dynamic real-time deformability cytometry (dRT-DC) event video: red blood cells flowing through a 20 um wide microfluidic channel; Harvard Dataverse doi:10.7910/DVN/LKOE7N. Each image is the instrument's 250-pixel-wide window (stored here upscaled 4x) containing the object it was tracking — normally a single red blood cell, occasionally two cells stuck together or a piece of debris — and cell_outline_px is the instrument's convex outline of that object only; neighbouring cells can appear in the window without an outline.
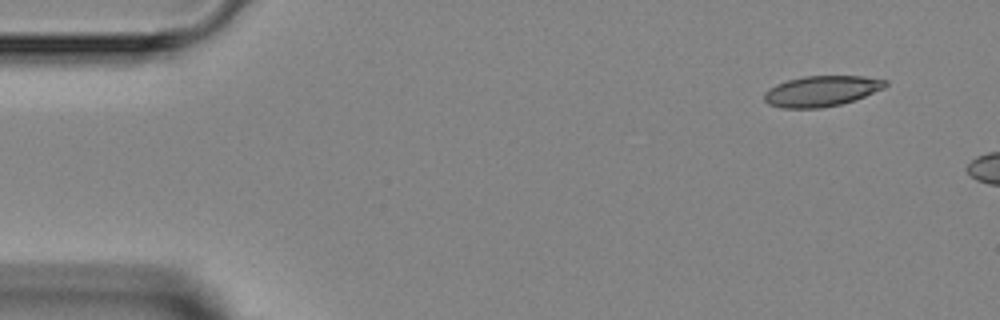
{"species": "Egyptian fruit bat (a non-hibernating species)", "species_latin": "Rousettus aegyptiacus", "temperature_condition": "room temperature", "stored_images_in_passage": 3, "camera_frame_rate_fps": 3000, "um_per_image_px": 0.085, "animal": {"sex": "female"}, "frame": {"image": 1, "passage_image": 1, "time_ms": 0.0, "image_size_px": [1000, 320], "cell_outline_px": [[888, 84], [884, 88], [856, 100], [840, 104], [820, 108], [780, 108], [768, 104], [764, 100], [764, 92], [768, 88], [776, 84], [788, 80], [804, 76], [864, 76], [888, 80]], "centroid_in_image_um": [69.82, 7.74], "position_along_channel_um": 15.2, "area_um2": 21.79}}